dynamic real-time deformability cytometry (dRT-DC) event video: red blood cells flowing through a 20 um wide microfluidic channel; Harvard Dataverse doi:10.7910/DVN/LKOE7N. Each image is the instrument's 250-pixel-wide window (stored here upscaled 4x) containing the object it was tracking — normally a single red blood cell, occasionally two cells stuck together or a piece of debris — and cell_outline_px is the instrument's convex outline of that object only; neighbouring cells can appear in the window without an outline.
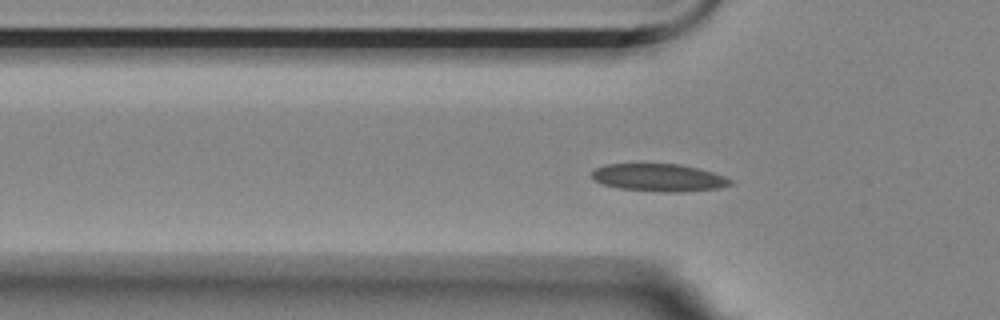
{"species": "Egyptian fruit bat (a non-hibernating species)", "species_latin": "Rousettus aegyptiacus", "temperature_condition": "room temperature", "stored_images_in_passage": 42, "segment_of_instrument_passage": [1, 2], "camera_frame_rate_fps": 3000, "um_per_image_px": 0.085, "animal": {"sex": "female"}, "frame": {"image": 1, "passage_image": 2, "time_ms": 0.333, "image_size_px": [1000, 320], "cell_outline_px": [[732, 184], [716, 188], [680, 192], [664, 192], [616, 188], [592, 180], [592, 172], [596, 168], [608, 164], [680, 164], [700, 168], [724, 176], [732, 180]], "centroid_in_image_um": [55.99, 15.09], "position_along_channel_um": 69.8, "area_um2": 22.2}}
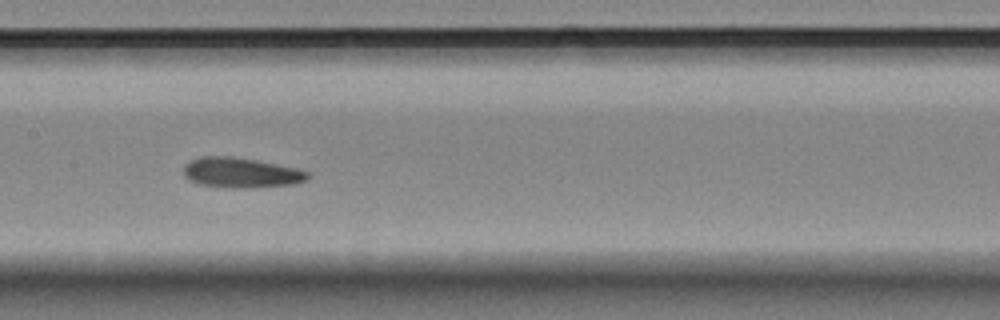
{"frame": {"image": 2, "passage_image": 12, "time_ms": 3.667, "image_size_px": [1000, 320], "cell_outline_px": [[308, 180], [292, 184], [248, 188], [228, 188], [200, 184], [188, 180], [184, 176], [184, 164], [200, 156], [232, 156], [256, 160], [296, 168], [308, 172]], "centroid_in_image_um": [20.45, 14.68], "position_along_channel_um": 187.0, "area_um2": 21.79}}
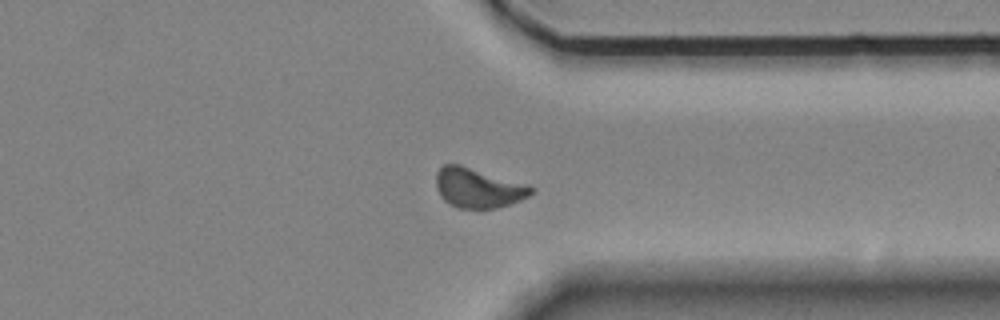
{"frame": {"image": 3, "passage_image": 28, "time_ms": 9.0, "image_size_px": [1000, 320], "cell_outline_px": [[536, 188], [528, 196], [520, 200], [496, 208], [460, 208], [448, 204], [440, 196], [436, 188], [436, 172], [444, 164], [460, 164], [528, 184]], "centroid_in_image_um": [40.63, 15.96], "position_along_channel_um": 370.8, "area_um2": 22.08}}